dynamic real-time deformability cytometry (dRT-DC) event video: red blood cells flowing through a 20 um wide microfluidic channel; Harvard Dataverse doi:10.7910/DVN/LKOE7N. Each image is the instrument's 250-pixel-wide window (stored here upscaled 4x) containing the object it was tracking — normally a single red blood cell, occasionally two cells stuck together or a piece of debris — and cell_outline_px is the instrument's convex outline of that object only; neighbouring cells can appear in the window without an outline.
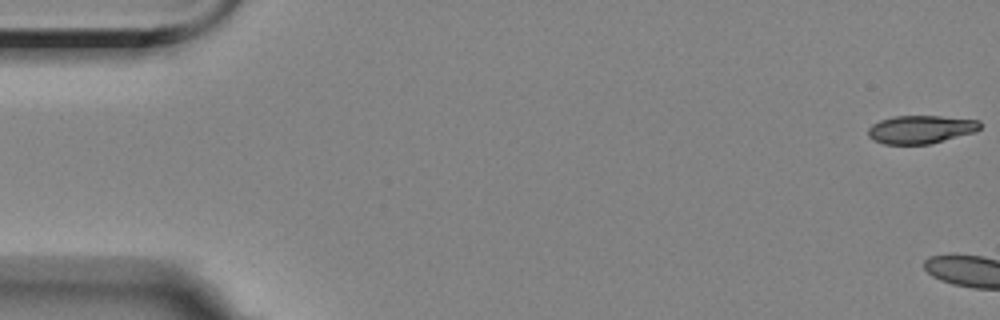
{"species": "Egyptian fruit bat (a non-hibernating species)", "species_latin": "Rousettus aegyptiacus", "temperature_condition": "room temperature", "stored_images_in_passage": 4, "camera_frame_rate_fps": 3000, "um_per_image_px": 0.085, "animal": {"sex": "female"}, "frame": {"image": 1, "passage_image": 1, "time_ms": 0.0, "image_size_px": [1000, 320], "cell_outline_px": [[980, 128], [976, 132], [928, 144], [884, 144], [872, 140], [868, 136], [868, 128], [872, 124], [880, 120], [892, 116], [940, 116], [980, 120]], "centroid_in_image_um": [78.24, 11.0], "position_along_channel_um": 6.8, "area_um2": 18.44}}